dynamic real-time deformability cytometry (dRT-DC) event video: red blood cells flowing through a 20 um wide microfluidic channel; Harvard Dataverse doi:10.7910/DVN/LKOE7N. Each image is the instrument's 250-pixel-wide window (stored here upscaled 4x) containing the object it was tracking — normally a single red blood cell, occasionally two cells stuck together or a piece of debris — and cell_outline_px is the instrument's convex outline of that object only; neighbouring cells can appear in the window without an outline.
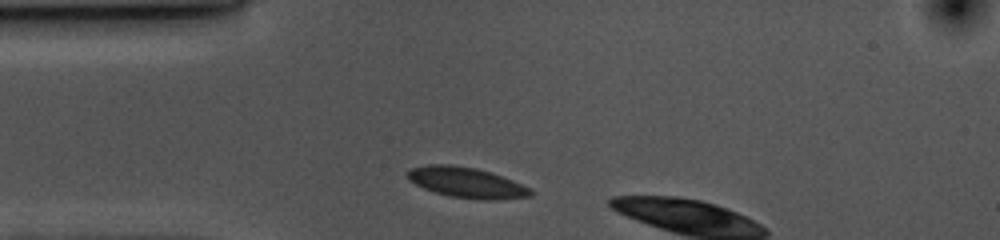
{"species": "common noctule bat (a hibernating species)", "species_latin": "Nyctalus noctula", "temperature_condition": "cold", "stored_images_in_passage": 3, "camera_frame_rate_fps": 3000, "um_per_image_px": 0.085, "animal": {"sex": "female", "body_mass_g": 10.0, "forearm_length_mm": 53.1}, "frame": {"image": 1, "passage_image": 1, "time_ms": 0.0, "image_size_px": [1000, 240], "cell_outline_px": [[532, 196], [500, 200], [480, 200], [452, 196], [436, 192], [424, 188], [408, 180], [408, 172], [412, 168], [428, 164], [452, 164], [476, 168], [512, 180], [528, 188], [532, 192]], "centroid_in_image_um": [39.65, 15.52], "position_along_channel_um": 45.3, "area_um2": 21.56}}